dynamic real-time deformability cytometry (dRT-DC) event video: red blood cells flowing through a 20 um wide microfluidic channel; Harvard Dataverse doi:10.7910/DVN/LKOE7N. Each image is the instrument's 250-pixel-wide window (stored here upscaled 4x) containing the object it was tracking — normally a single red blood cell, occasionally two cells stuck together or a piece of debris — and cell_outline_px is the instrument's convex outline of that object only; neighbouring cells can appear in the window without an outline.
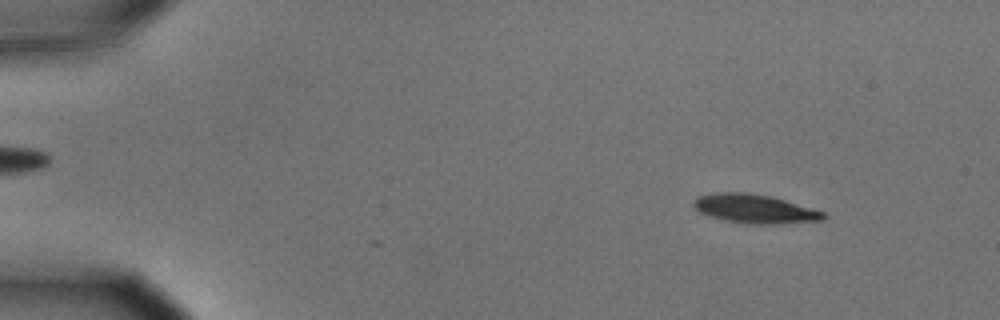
{"species": "common noctule bat (a hibernating species)", "species_latin": "Nyctalus noctula", "temperature_condition": "cold", "stored_images_in_passage": 8, "camera_frame_rate_fps": 3000, "um_per_image_px": 0.085, "animal": {"sex": "male", "body_mass_g": 15.6}, "frame": {"image": 1, "passage_image": 1, "time_ms": 0.0, "image_size_px": [1000, 320], "cell_outline_px": [[828, 216], [824, 220], [780, 224], [748, 224], [724, 220], [708, 216], [700, 212], [692, 204], [692, 200], [696, 196], [720, 192], [748, 192], [772, 196], [812, 208], [824, 212]], "centroid_in_image_um": [64.15, 17.75], "position_along_channel_um": 20.9, "area_um2": 22.14}}
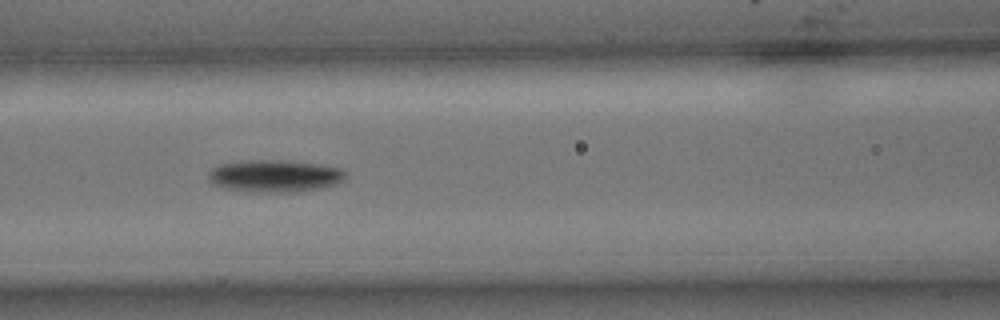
{"frame": {"image": 2, "passage_image": 6, "time_ms": 1.667, "image_size_px": [1000, 320], "cell_outline_px": [[344, 180], [336, 184], [320, 188], [300, 192], [252, 192], [224, 188], [212, 184], [208, 176], [208, 172], [216, 164], [248, 160], [280, 160], [320, 164], [340, 168], [344, 172]], "centroid_in_image_um": [23.31, 14.96], "position_along_channel_um": 143.3, "area_um2": 25.95}}
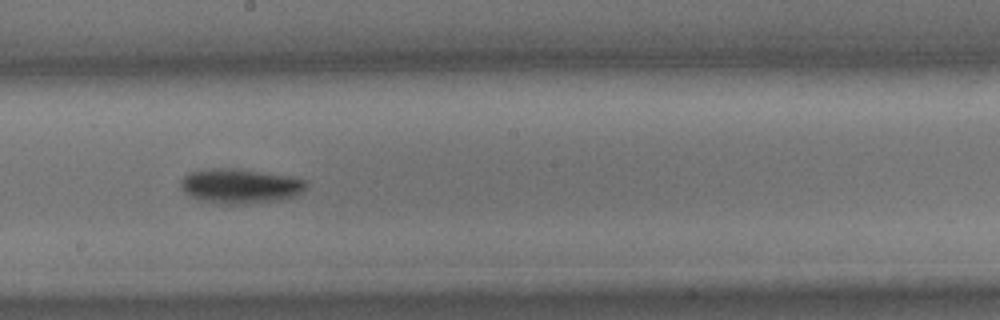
{"frame": {"image": 3, "passage_image": 8, "time_ms": 2.333, "image_size_px": [1000, 320], "cell_outline_px": [[308, 184], [296, 196], [284, 200], [248, 204], [220, 204], [200, 200], [184, 192], [180, 188], [180, 180], [184, 176], [192, 172], [212, 168], [232, 168], [284, 176], [304, 180]], "centroid_in_image_um": [20.38, 15.84], "position_along_channel_um": 227.8, "area_um2": 25.14}}